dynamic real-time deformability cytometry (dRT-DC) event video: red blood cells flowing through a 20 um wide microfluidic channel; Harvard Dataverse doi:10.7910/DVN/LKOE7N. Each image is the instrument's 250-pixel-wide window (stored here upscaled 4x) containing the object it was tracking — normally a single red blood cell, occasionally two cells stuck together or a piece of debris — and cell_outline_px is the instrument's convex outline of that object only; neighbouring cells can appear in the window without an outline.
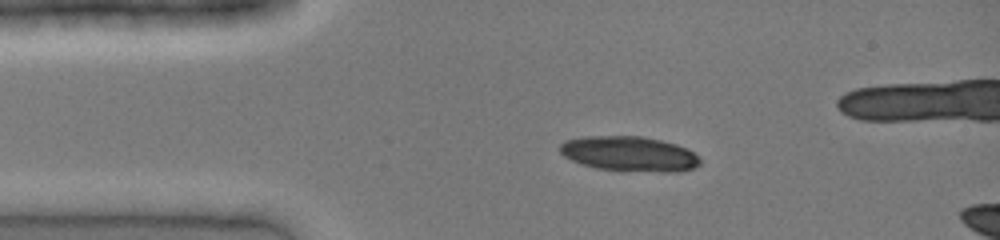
{"species": "common noctule bat (a hibernating species)", "species_latin": "Nyctalus noctula", "temperature_condition": "cold", "stored_images_in_passage": 35, "camera_frame_rate_fps": 3000, "um_per_image_px": 0.085, "animal": {"sex": "female", "body_mass_g": 19.0, "forearm_length_mm": 51.5}, "frame": {"image": 1, "passage_image": 1, "time_ms": 0.0, "image_size_px": [1000, 240], "cell_outline_px": [[700, 164], [696, 168], [680, 172], [664, 172], [596, 168], [572, 160], [564, 156], [560, 152], [560, 144], [564, 140], [584, 136], [640, 136], [660, 140], [676, 144], [688, 148], [700, 160]], "centroid_in_image_um": [53.51, 13.07], "position_along_channel_um": 31.5, "area_um2": 28.44}}